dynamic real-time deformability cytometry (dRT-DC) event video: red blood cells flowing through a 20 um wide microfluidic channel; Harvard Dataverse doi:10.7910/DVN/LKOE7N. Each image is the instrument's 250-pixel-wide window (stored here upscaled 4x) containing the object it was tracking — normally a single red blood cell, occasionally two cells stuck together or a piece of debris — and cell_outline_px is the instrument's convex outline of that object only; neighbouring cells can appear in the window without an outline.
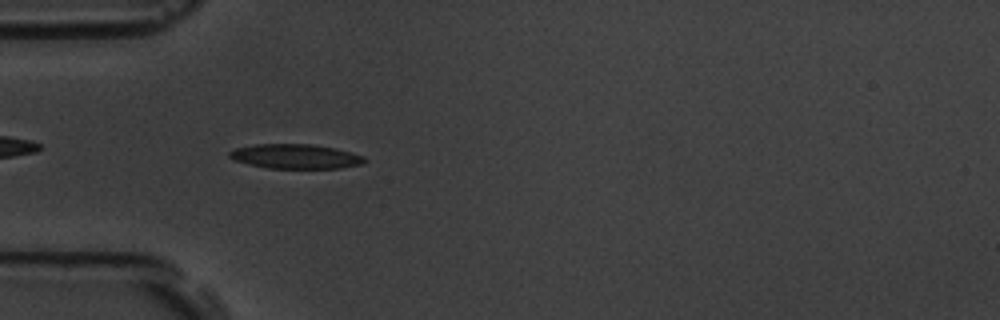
{"species": "common noctule bat (a hibernating species)", "species_latin": "Nyctalus noctula", "temperature_condition": "room temperature", "stored_images_in_passage": 8, "camera_frame_rate_fps": 3000, "um_per_image_px": 0.085, "animal": {"sex": "male", "body_mass_g": 19.5, "forearm_length_mm": 54.6}, "frame": {"image": 1, "passage_image": 5, "time_ms": 4.667, "image_size_px": [1000, 320], "cell_outline_px": [[368, 160], [364, 164], [340, 168], [268, 168], [248, 164], [236, 160], [228, 156], [228, 152], [236, 148], [256, 144], [312, 144], [336, 148], [364, 156]], "centroid_in_image_um": [25.16, 13.29], "position_along_channel_um": 59.8, "area_um2": 19.36}}
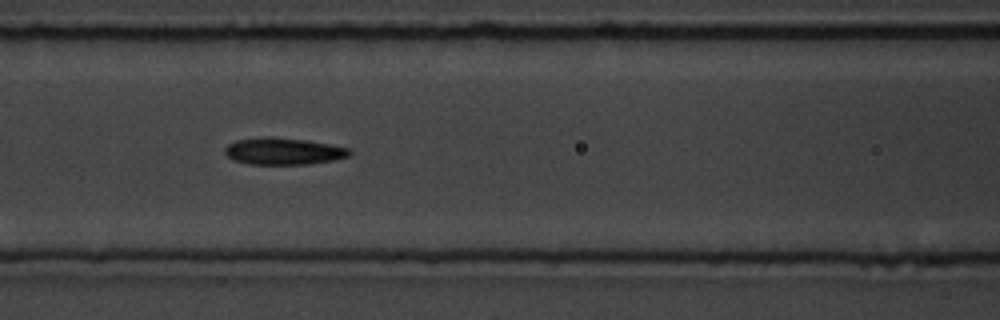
{"frame": {"image": 2, "passage_image": 7, "time_ms": 7.0, "image_size_px": [1000, 320], "cell_outline_px": [[352, 152], [348, 156], [332, 160], [308, 164], [248, 164], [232, 160], [224, 152], [224, 148], [228, 144], [236, 140], [260, 136], [272, 136], [308, 140], [348, 148]], "centroid_in_image_um": [24.03, 12.84], "position_along_channel_um": 142.6, "area_um2": 19.65}}
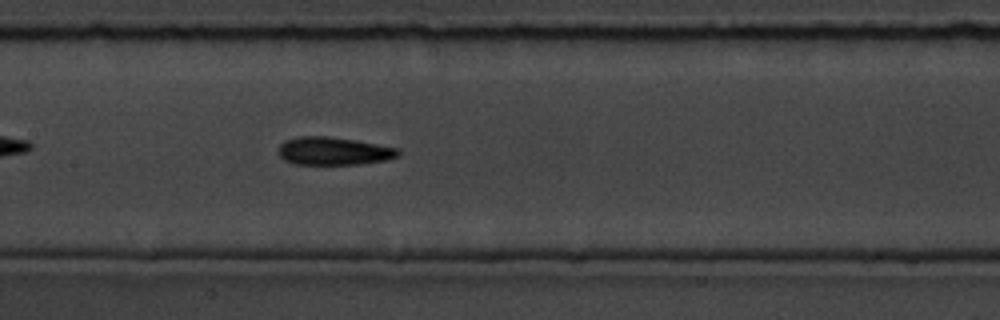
{"frame": {"image": 3, "passage_image": 8, "time_ms": 8.0, "image_size_px": [1000, 320], "cell_outline_px": [[400, 156], [388, 160], [356, 164], [296, 164], [284, 160], [280, 156], [280, 144], [284, 140], [296, 136], [328, 136], [356, 140], [400, 148]], "centroid_in_image_um": [28.4, 12.83], "position_along_channel_um": 179.0, "area_um2": 19.65}}